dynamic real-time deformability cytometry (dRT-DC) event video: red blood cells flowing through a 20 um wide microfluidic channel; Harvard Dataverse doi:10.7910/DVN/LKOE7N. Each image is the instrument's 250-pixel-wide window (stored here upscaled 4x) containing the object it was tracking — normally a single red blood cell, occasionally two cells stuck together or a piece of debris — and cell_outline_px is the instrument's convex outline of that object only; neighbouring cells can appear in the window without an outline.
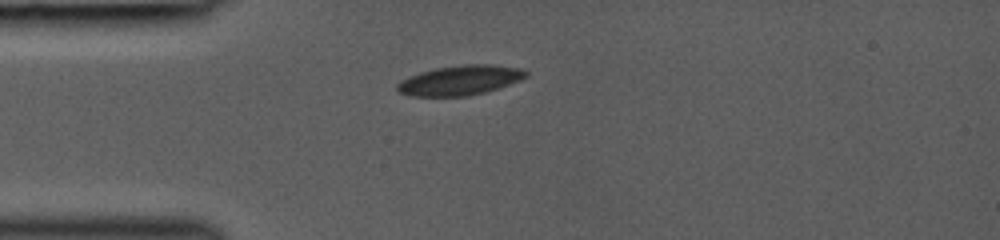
{"species": "common noctule bat (a hibernating species)", "species_latin": "Nyctalus noctula", "temperature_condition": "room temperature", "stored_images_in_passage": 33, "camera_frame_rate_fps": 3000, "um_per_image_px": 0.085, "animal": {"sex": "female", "body_mass_g": 19.0, "forearm_length_mm": 53.3}, "frame": {"image": 1, "passage_image": 1, "time_ms": 0.0, "image_size_px": [1000, 240], "cell_outline_px": [[528, 76], [520, 80], [484, 92], [468, 96], [412, 96], [396, 92], [396, 84], [400, 80], [420, 72], [436, 68], [464, 64], [492, 64], [524, 68], [528, 72]], "centroid_in_image_um": [39.09, 6.81], "position_along_channel_um": 45.9, "area_um2": 22.43}}
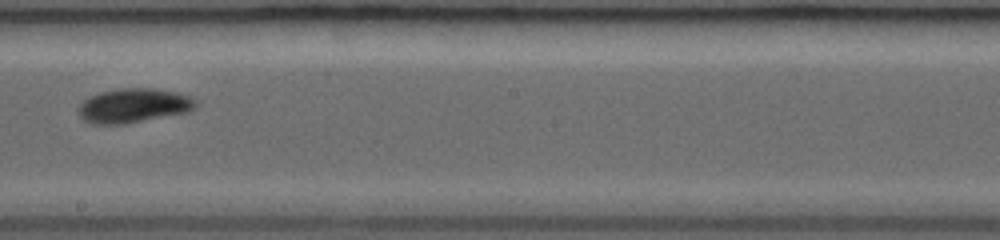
{"frame": {"image": 2, "passage_image": 15, "time_ms": 4.667, "image_size_px": [1000, 240], "cell_outline_px": [[200, 104], [188, 112], [124, 124], [92, 124], [84, 120], [80, 116], [76, 108], [88, 96], [100, 92], [120, 88], [156, 88], [176, 92], [192, 96]], "centroid_in_image_um": [11.36, 8.97], "position_along_channel_um": 236.8, "area_um2": 23.76}}
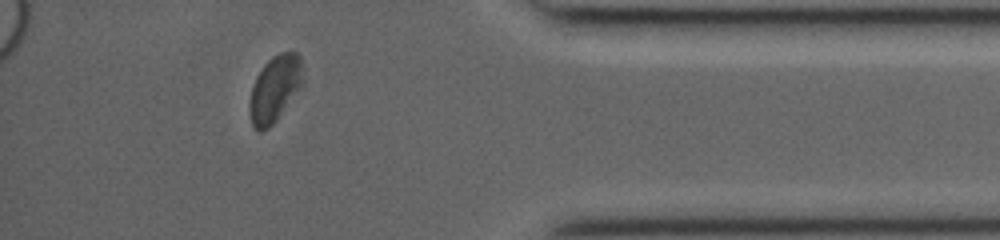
{"frame": {"image": 3, "passage_image": 28, "time_ms": 9.0, "image_size_px": [1000, 240], "cell_outline_px": [[304, 88], [276, 120], [268, 128], [260, 132], [252, 124], [248, 108], [248, 104], [252, 88], [256, 76], [264, 64], [272, 56], [280, 52], [296, 52], [300, 56]], "centroid_in_image_um": [23.39, 7.55], "position_along_channel_um": 411.8, "area_um2": 21.04}}